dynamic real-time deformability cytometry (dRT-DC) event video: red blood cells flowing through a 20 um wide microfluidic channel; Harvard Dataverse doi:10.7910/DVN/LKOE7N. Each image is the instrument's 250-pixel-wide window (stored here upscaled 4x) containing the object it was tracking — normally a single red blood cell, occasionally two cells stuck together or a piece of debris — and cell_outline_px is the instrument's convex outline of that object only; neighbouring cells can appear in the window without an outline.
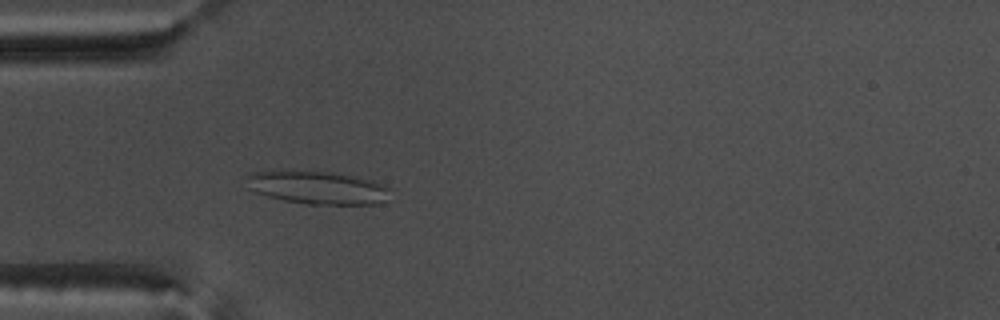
{"species": "common noctule bat (a hibernating species)", "species_latin": "Nyctalus noctula", "temperature_condition": "warm", "stored_images_in_passage": 55, "camera_frame_rate_fps": 3000, "um_per_image_px": 0.085, "animal": {"sex": "male", "body_mass_g": 17.5, "forearm_length_mm": 52.3}, "frame": {"image": 1, "passage_image": 17, "time_ms": 5.333, "image_size_px": [1000, 320], "cell_outline_px": [[388, 188], [384, 200], [376, 204], [308, 204], [284, 200], [268, 196], [256, 192], [248, 188], [244, 176], [252, 172], [332, 172], [372, 180], [384, 184]], "centroid_in_image_um": [26.95, 15.95], "position_along_channel_um": 58.0, "area_um2": 26.99}}
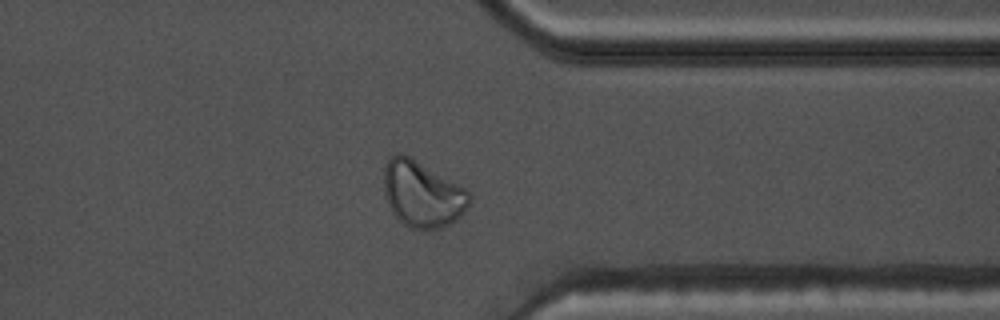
{"frame": {"image": 2, "passage_image": 43, "time_ms": 14.0, "image_size_px": [1000, 320], "cell_outline_px": [[472, 200], [464, 212], [456, 220], [440, 228], [408, 228], [392, 212], [388, 204], [384, 192], [384, 168], [388, 160], [396, 152], [400, 152], [408, 156], [472, 192]], "centroid_in_image_um": [35.91, 16.5], "position_along_channel_um": 375.5, "area_um2": 32.66}}
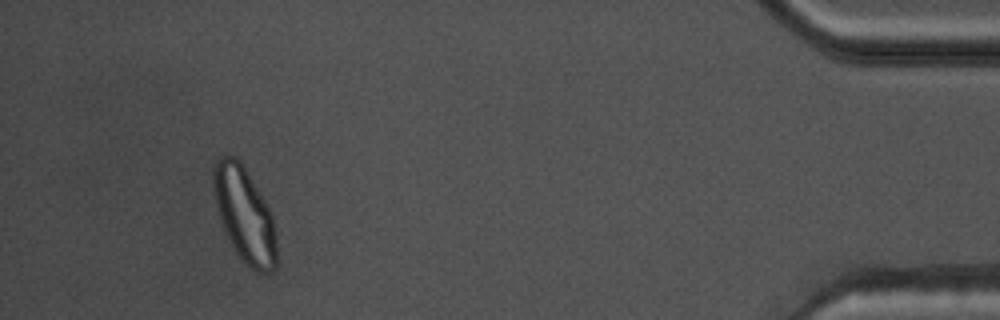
{"frame": {"image": 3, "passage_image": 51, "time_ms": 16.667, "image_size_px": [1000, 320], "cell_outline_px": [[276, 268], [268, 272], [256, 272], [248, 268], [240, 260], [224, 232], [220, 220], [216, 204], [212, 184], [212, 172], [216, 160], [220, 156], [228, 152], [236, 156], [240, 160], [264, 200], [272, 216], [276, 232]], "centroid_in_image_um": [20.76, 18.25], "position_along_channel_um": 414.4, "area_um2": 35.32}, "authors_computed_cell_mechanics": {"area_um2": 29.0156, "velocity_mm_per_s": 3.7567, "shape_relaxation_time_tau1_ms": null, "shape_relaxation_time_tau2_ms": 1.4161, "deformation_change_tau1": null, "deformation_change_tau2": 0.0713}}